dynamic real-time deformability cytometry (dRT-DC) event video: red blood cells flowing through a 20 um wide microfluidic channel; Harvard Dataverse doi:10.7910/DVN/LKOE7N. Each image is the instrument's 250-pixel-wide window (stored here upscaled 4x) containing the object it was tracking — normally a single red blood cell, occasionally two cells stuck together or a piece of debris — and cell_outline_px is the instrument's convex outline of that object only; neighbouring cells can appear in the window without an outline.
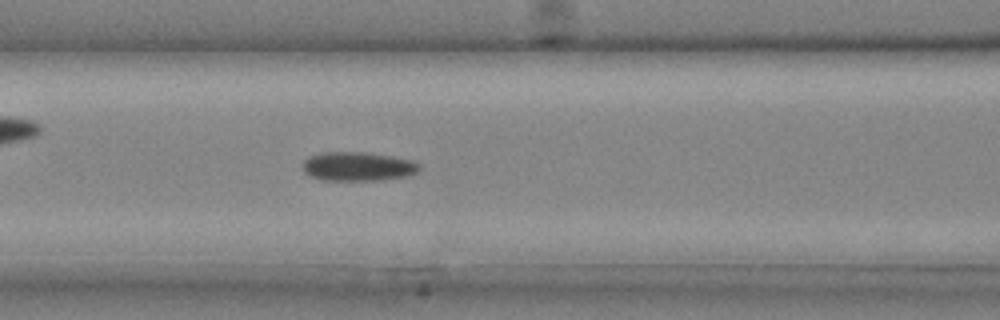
{"species": "common noctule bat (a hibernating species)", "species_latin": "Nyctalus noctula", "temperature_condition": "cold", "stored_images_in_passage": 25, "segment_of_instrument_passage": [1, 2], "camera_frame_rate_fps": 3000, "um_per_image_px": 0.085, "animal": {"sex": "male", "body_mass_g": 20.4}, "frame": {"image": 1, "passage_image": 6, "time_ms": 1.667, "image_size_px": [1000, 320], "cell_outline_px": [[420, 168], [416, 172], [408, 176], [384, 180], [324, 180], [312, 176], [304, 172], [304, 160], [308, 156], [320, 152], [368, 152], [392, 156], [412, 160], [420, 164]], "centroid_in_image_um": [30.44, 14.14], "position_along_channel_um": 136.2, "area_um2": 19.83}}
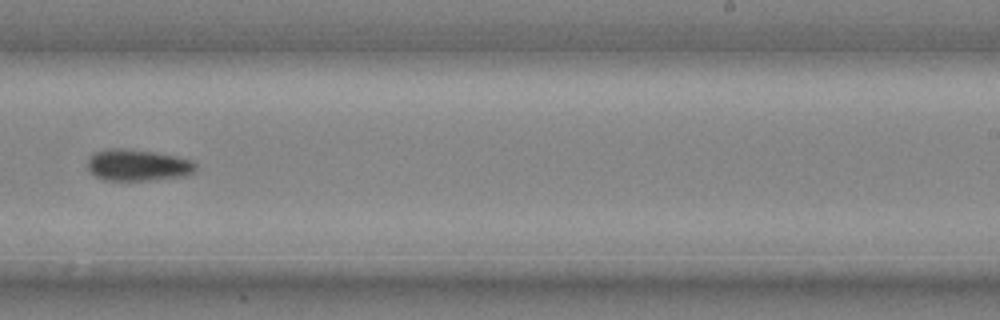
{"frame": {"image": 2, "passage_image": 13, "time_ms": 4.0, "image_size_px": [1000, 320], "cell_outline_px": [[196, 168], [192, 172], [184, 176], [148, 180], [104, 180], [96, 176], [88, 168], [88, 160], [96, 152], [104, 148], [124, 148], [156, 152], [176, 156], [192, 160], [196, 164]], "centroid_in_image_um": [11.71, 14.02], "position_along_channel_um": 277.3, "area_um2": 19.77}}
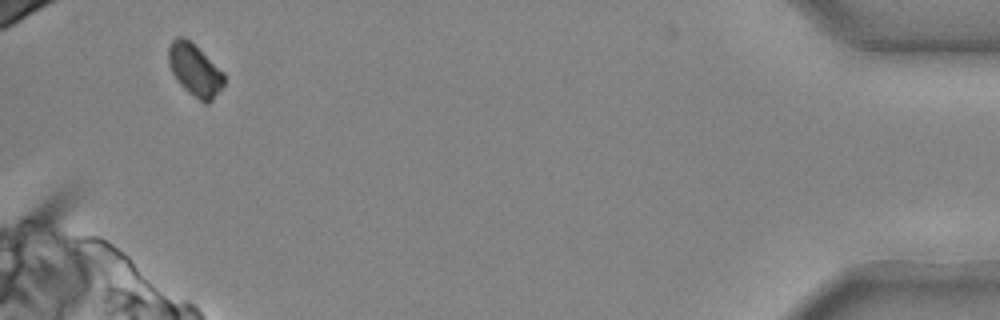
{"frame": {"image": 3, "passage_image": 23, "time_ms": 7.333, "image_size_px": [1000, 320], "cell_outline_px": [[224, 84], [212, 100], [208, 104], [204, 104], [188, 92], [180, 84], [172, 72], [168, 64], [168, 44], [176, 36], [184, 36], [224, 72]], "centroid_in_image_um": [16.54, 5.95], "position_along_channel_um": 418.7, "area_um2": 16.82}}